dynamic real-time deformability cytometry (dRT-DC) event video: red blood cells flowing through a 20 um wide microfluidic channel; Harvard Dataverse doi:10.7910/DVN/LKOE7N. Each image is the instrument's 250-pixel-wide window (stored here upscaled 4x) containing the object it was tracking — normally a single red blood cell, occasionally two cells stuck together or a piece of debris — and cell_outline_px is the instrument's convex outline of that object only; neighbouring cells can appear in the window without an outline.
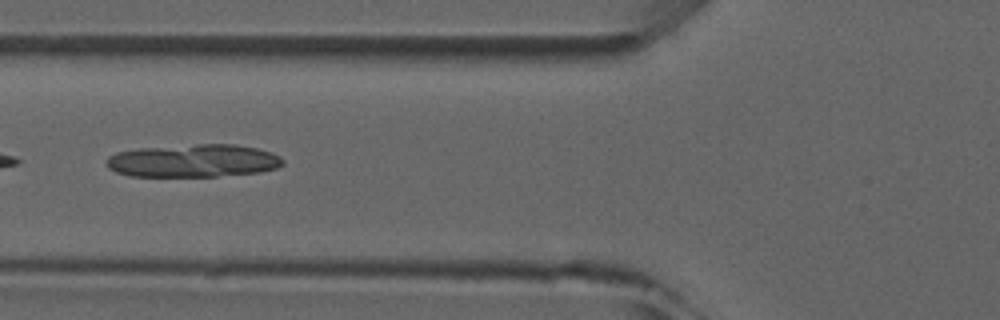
{"species": "common noctule bat (a hibernating species)", "species_latin": "Nyctalus noctula", "temperature_condition": "room temperature", "stored_images_in_passage": 2, "camera_frame_rate_fps": 3000, "um_per_image_px": 0.085, "animal": {"sex": "male", "forearm_length_mm": 52.5}, "frame": {"image": 1, "passage_image": 2, "time_ms": 1.333, "image_size_px": [1000, 320], "cell_outline_px": [[284, 164], [276, 168], [260, 172], [216, 176], [132, 176], [116, 172], [108, 168], [104, 164], [104, 160], [108, 156], [116, 152], [140, 148], [196, 144], [236, 144], [256, 148], [272, 152], [280, 156], [284, 160]], "centroid_in_image_um": [16.41, 13.66], "position_along_channel_um": 109.4, "area_um2": 34.04}}